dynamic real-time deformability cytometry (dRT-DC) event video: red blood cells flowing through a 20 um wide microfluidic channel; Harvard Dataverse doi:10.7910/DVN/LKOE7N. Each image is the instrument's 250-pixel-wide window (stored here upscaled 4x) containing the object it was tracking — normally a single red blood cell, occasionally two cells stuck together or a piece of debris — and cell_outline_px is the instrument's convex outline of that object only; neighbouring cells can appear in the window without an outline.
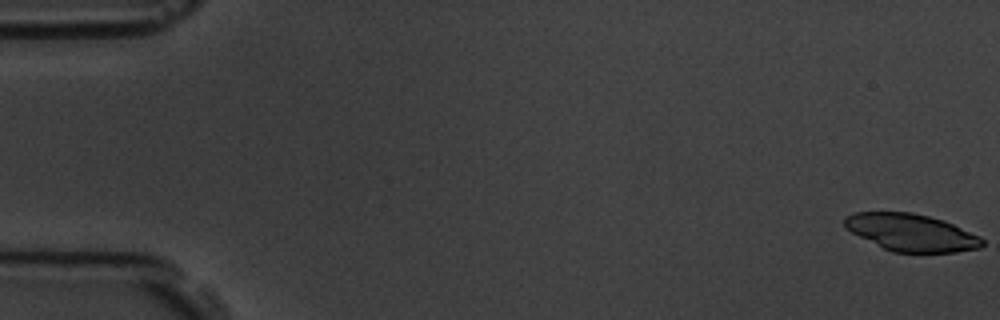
{"species": "common noctule bat (a hibernating species)", "species_latin": "Nyctalus noctula", "temperature_condition": "room temperature", "stored_images_in_passage": 10, "camera_frame_rate_fps": 3000, "um_per_image_px": 0.085, "animal": {"sex": "male", "body_mass_g": 19.5, "forearm_length_mm": 54.6}, "frame": {"image": 1, "passage_image": 1, "time_ms": 0.0, "image_size_px": [1000, 320], "cell_outline_px": [[984, 244], [980, 248], [956, 252], [892, 252], [844, 228], [844, 216], [852, 212], [912, 212], [944, 220], [980, 236], [984, 240]], "centroid_in_image_um": [77.46, 19.75], "position_along_channel_um": 7.5, "area_um2": 29.82}}